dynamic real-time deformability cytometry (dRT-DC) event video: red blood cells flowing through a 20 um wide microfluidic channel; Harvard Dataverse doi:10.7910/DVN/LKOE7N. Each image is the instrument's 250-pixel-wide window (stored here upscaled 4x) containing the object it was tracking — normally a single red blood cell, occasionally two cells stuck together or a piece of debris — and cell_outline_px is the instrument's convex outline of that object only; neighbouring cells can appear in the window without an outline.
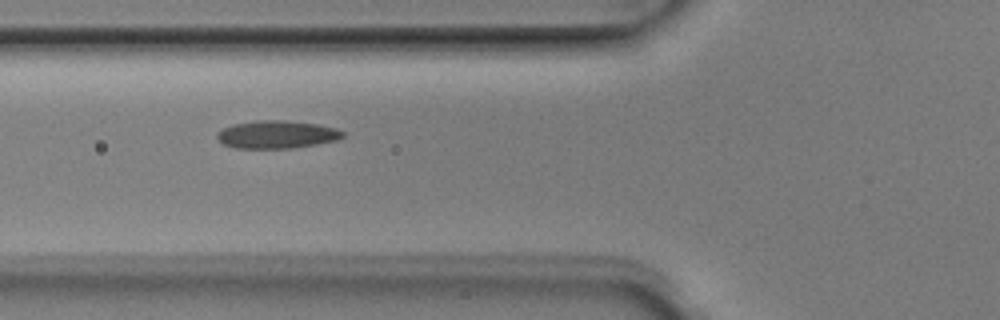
{"species": "Egyptian fruit bat (a non-hibernating species)", "species_latin": "Rousettus aegyptiacus", "temperature_condition": "room temperature", "stored_images_in_passage": 5, "camera_frame_rate_fps": 3000, "um_per_image_px": 0.085, "animal": {"sex": "male"}, "frame": {"image": 1, "passage_image": 5, "time_ms": 1.333, "image_size_px": [1000, 320], "cell_outline_px": [[344, 136], [340, 140], [292, 148], [236, 148], [224, 144], [216, 136], [216, 132], [232, 124], [256, 120], [284, 120], [316, 124], [336, 128], [344, 132]], "centroid_in_image_um": [23.54, 11.43], "position_along_channel_um": 102.3, "area_um2": 20.4}}